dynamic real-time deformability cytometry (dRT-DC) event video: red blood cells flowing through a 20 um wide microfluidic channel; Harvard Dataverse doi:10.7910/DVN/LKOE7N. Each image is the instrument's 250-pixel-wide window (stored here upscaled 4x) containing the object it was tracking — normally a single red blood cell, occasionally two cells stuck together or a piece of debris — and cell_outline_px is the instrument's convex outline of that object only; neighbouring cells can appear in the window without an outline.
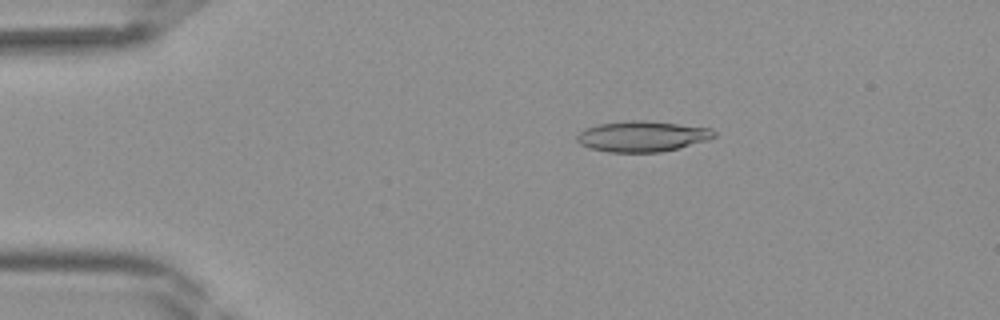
{"species": "Egyptian fruit bat (a non-hibernating species)", "species_latin": "Rousettus aegyptiacus", "temperature_condition": "room temperature", "stored_images_in_passage": 41, "camera_frame_rate_fps": 3000, "um_per_image_px": 0.085, "frame": {"image": 1, "passage_image": 8, "time_ms": 2.333, "image_size_px": [1000, 320], "cell_outline_px": [[716, 136], [708, 140], [680, 148], [660, 152], [608, 152], [588, 148], [580, 144], [576, 140], [576, 136], [584, 128], [600, 124], [632, 120], [644, 120], [712, 128], [716, 132]], "centroid_in_image_um": [54.6, 11.59], "position_along_channel_um": 30.4, "area_um2": 24.62}}
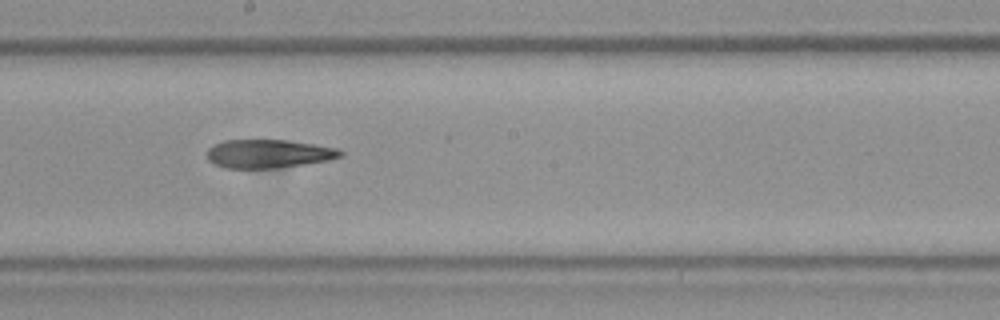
{"frame": {"image": 2, "passage_image": 23, "time_ms": 7.333, "image_size_px": [1000, 320], "cell_outline_px": [[344, 156], [328, 160], [304, 164], [276, 168], [224, 168], [208, 160], [208, 148], [224, 140], [288, 140], [340, 148], [344, 152]], "centroid_in_image_um": [22.88, 13.06], "position_along_channel_um": 225.3, "area_um2": 22.2}}
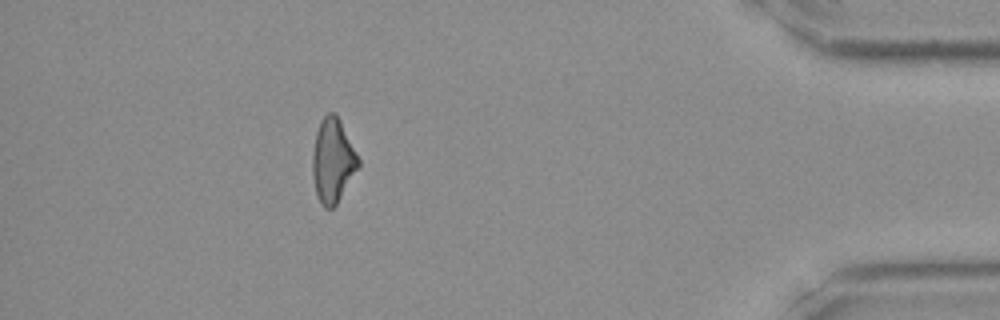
{"frame": {"image": 3, "passage_image": 37, "time_ms": 12.0, "image_size_px": [1000, 320], "cell_outline_px": [[360, 164], [336, 204], [332, 208], [324, 208], [320, 204], [316, 196], [312, 176], [312, 152], [316, 132], [320, 120], [328, 112], [336, 112], [360, 160]], "centroid_in_image_um": [28.25, 13.64], "position_along_channel_um": 406.9, "area_um2": 22.48}}